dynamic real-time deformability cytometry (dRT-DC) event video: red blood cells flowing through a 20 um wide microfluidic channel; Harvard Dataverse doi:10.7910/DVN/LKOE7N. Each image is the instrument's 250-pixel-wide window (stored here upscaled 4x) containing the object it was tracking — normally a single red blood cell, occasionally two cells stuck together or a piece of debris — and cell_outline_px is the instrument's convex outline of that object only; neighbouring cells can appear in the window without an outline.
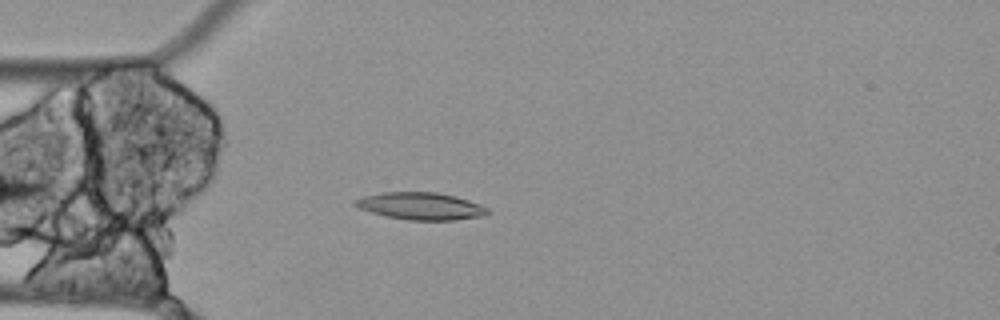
{"species": "Egyptian fruit bat (a non-hibernating species)", "species_latin": "Rousettus aegyptiacus", "temperature_condition": "cold", "stored_images_in_passage": 45, "camera_frame_rate_fps": 3000, "um_per_image_px": 0.085, "animal": {"sex": "female"}, "frame": {"image": 1, "passage_image": 4, "time_ms": 1.0, "image_size_px": [1000, 320], "cell_outline_px": [[488, 212], [484, 216], [456, 220], [408, 220], [388, 216], [372, 212], [360, 208], [352, 204], [352, 200], [364, 196], [380, 192], [436, 192], [456, 196], [480, 204], [488, 208]], "centroid_in_image_um": [35.76, 17.51], "position_along_channel_um": 49.2, "area_um2": 21.04}}
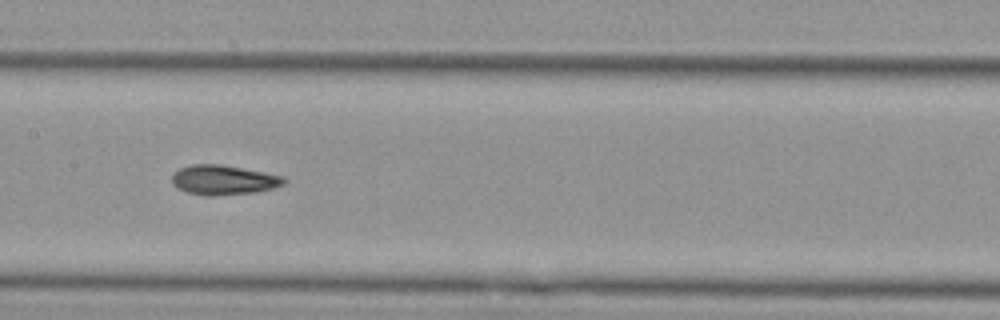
{"frame": {"image": 2, "passage_image": 16, "time_ms": 5.0, "image_size_px": [1000, 320], "cell_outline_px": [[288, 180], [284, 184], [272, 188], [256, 192], [212, 196], [208, 196], [188, 192], [172, 184], [172, 176], [180, 168], [192, 164], [220, 164], [264, 172], [284, 176]], "centroid_in_image_um": [19.03, 15.29], "position_along_channel_um": 188.4, "area_um2": 19.25}}
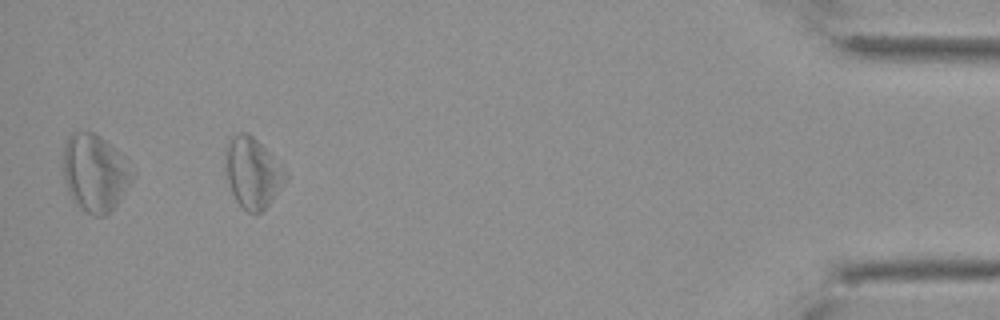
{"frame": {"image": 3, "passage_image": 41, "time_ms": 13.333, "image_size_px": [1000, 320], "cell_outline_px": [[288, 180], [268, 204], [256, 216], [248, 212], [236, 200], [232, 192], [228, 180], [224, 156], [224, 148], [232, 136], [240, 132], [248, 132], [288, 172]], "centroid_in_image_um": [21.47, 14.68], "position_along_channel_um": 413.7, "area_um2": 24.57}, "authors_computed_cell_mechanics": {"area_um2": 20.9236, "velocity_mm_per_s": 3.4632, "shape_relaxation_time_tau1_ms": 0.2773, "shape_relaxation_time_tau2_ms": 6.1088, "deformation_change_tau1": 0.0297, "deformation_change_tau2": 0.2053}}